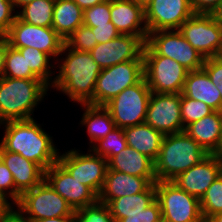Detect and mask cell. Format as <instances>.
Wrapping results in <instances>:
<instances>
[{
	"mask_svg": "<svg viewBox=\"0 0 222 222\" xmlns=\"http://www.w3.org/2000/svg\"><path fill=\"white\" fill-rule=\"evenodd\" d=\"M6 127L2 146L8 152L38 164L44 171L58 161L57 149L48 135L34 119L3 122Z\"/></svg>",
	"mask_w": 222,
	"mask_h": 222,
	"instance_id": "cell-1",
	"label": "cell"
},
{
	"mask_svg": "<svg viewBox=\"0 0 222 222\" xmlns=\"http://www.w3.org/2000/svg\"><path fill=\"white\" fill-rule=\"evenodd\" d=\"M69 51L59 66V74L52 87L67 94L71 100L94 105V90L101 67L94 61L90 52L76 51L65 43L61 53Z\"/></svg>",
	"mask_w": 222,
	"mask_h": 222,
	"instance_id": "cell-2",
	"label": "cell"
},
{
	"mask_svg": "<svg viewBox=\"0 0 222 222\" xmlns=\"http://www.w3.org/2000/svg\"><path fill=\"white\" fill-rule=\"evenodd\" d=\"M208 154L185 131L164 135L160 153L154 161L156 180L172 181Z\"/></svg>",
	"mask_w": 222,
	"mask_h": 222,
	"instance_id": "cell-3",
	"label": "cell"
},
{
	"mask_svg": "<svg viewBox=\"0 0 222 222\" xmlns=\"http://www.w3.org/2000/svg\"><path fill=\"white\" fill-rule=\"evenodd\" d=\"M48 88L40 79L0 78V124L32 119L35 106Z\"/></svg>",
	"mask_w": 222,
	"mask_h": 222,
	"instance_id": "cell-4",
	"label": "cell"
},
{
	"mask_svg": "<svg viewBox=\"0 0 222 222\" xmlns=\"http://www.w3.org/2000/svg\"><path fill=\"white\" fill-rule=\"evenodd\" d=\"M144 78L153 93H182L189 70L175 60L159 56L147 43L143 48Z\"/></svg>",
	"mask_w": 222,
	"mask_h": 222,
	"instance_id": "cell-5",
	"label": "cell"
},
{
	"mask_svg": "<svg viewBox=\"0 0 222 222\" xmlns=\"http://www.w3.org/2000/svg\"><path fill=\"white\" fill-rule=\"evenodd\" d=\"M155 188L164 222H204L200 199L172 181H156Z\"/></svg>",
	"mask_w": 222,
	"mask_h": 222,
	"instance_id": "cell-6",
	"label": "cell"
},
{
	"mask_svg": "<svg viewBox=\"0 0 222 222\" xmlns=\"http://www.w3.org/2000/svg\"><path fill=\"white\" fill-rule=\"evenodd\" d=\"M16 205L22 214H28L26 217L32 222L70 216L75 212L45 179L36 187L22 193Z\"/></svg>",
	"mask_w": 222,
	"mask_h": 222,
	"instance_id": "cell-7",
	"label": "cell"
},
{
	"mask_svg": "<svg viewBox=\"0 0 222 222\" xmlns=\"http://www.w3.org/2000/svg\"><path fill=\"white\" fill-rule=\"evenodd\" d=\"M151 90L143 77L137 84L127 87L105 107L117 128L135 126L145 122Z\"/></svg>",
	"mask_w": 222,
	"mask_h": 222,
	"instance_id": "cell-8",
	"label": "cell"
},
{
	"mask_svg": "<svg viewBox=\"0 0 222 222\" xmlns=\"http://www.w3.org/2000/svg\"><path fill=\"white\" fill-rule=\"evenodd\" d=\"M178 30L205 59L218 55L222 44V15L194 14Z\"/></svg>",
	"mask_w": 222,
	"mask_h": 222,
	"instance_id": "cell-9",
	"label": "cell"
},
{
	"mask_svg": "<svg viewBox=\"0 0 222 222\" xmlns=\"http://www.w3.org/2000/svg\"><path fill=\"white\" fill-rule=\"evenodd\" d=\"M144 77L143 60H130L107 67L98 75L94 90V105L105 106L127 87Z\"/></svg>",
	"mask_w": 222,
	"mask_h": 222,
	"instance_id": "cell-10",
	"label": "cell"
},
{
	"mask_svg": "<svg viewBox=\"0 0 222 222\" xmlns=\"http://www.w3.org/2000/svg\"><path fill=\"white\" fill-rule=\"evenodd\" d=\"M146 43L159 55L175 60L187 70L201 69L205 58L182 36L179 30H160L148 33Z\"/></svg>",
	"mask_w": 222,
	"mask_h": 222,
	"instance_id": "cell-11",
	"label": "cell"
},
{
	"mask_svg": "<svg viewBox=\"0 0 222 222\" xmlns=\"http://www.w3.org/2000/svg\"><path fill=\"white\" fill-rule=\"evenodd\" d=\"M12 48L31 47L50 57L61 54L65 41L52 27H39L23 22L18 17L6 34Z\"/></svg>",
	"mask_w": 222,
	"mask_h": 222,
	"instance_id": "cell-12",
	"label": "cell"
},
{
	"mask_svg": "<svg viewBox=\"0 0 222 222\" xmlns=\"http://www.w3.org/2000/svg\"><path fill=\"white\" fill-rule=\"evenodd\" d=\"M58 162L71 174L74 179L88 186L99 196L108 170V161L95 154H80L76 150L58 155Z\"/></svg>",
	"mask_w": 222,
	"mask_h": 222,
	"instance_id": "cell-13",
	"label": "cell"
},
{
	"mask_svg": "<svg viewBox=\"0 0 222 222\" xmlns=\"http://www.w3.org/2000/svg\"><path fill=\"white\" fill-rule=\"evenodd\" d=\"M145 123L163 135L183 132L181 93H151Z\"/></svg>",
	"mask_w": 222,
	"mask_h": 222,
	"instance_id": "cell-14",
	"label": "cell"
},
{
	"mask_svg": "<svg viewBox=\"0 0 222 222\" xmlns=\"http://www.w3.org/2000/svg\"><path fill=\"white\" fill-rule=\"evenodd\" d=\"M148 33L178 30L195 13L191 0H152L144 7Z\"/></svg>",
	"mask_w": 222,
	"mask_h": 222,
	"instance_id": "cell-15",
	"label": "cell"
},
{
	"mask_svg": "<svg viewBox=\"0 0 222 222\" xmlns=\"http://www.w3.org/2000/svg\"><path fill=\"white\" fill-rule=\"evenodd\" d=\"M145 41L134 35H122L105 43H98L91 51L101 69L130 60H143Z\"/></svg>",
	"mask_w": 222,
	"mask_h": 222,
	"instance_id": "cell-16",
	"label": "cell"
},
{
	"mask_svg": "<svg viewBox=\"0 0 222 222\" xmlns=\"http://www.w3.org/2000/svg\"><path fill=\"white\" fill-rule=\"evenodd\" d=\"M45 180L59 193L74 211L95 204L98 196L57 161L45 171Z\"/></svg>",
	"mask_w": 222,
	"mask_h": 222,
	"instance_id": "cell-17",
	"label": "cell"
},
{
	"mask_svg": "<svg viewBox=\"0 0 222 222\" xmlns=\"http://www.w3.org/2000/svg\"><path fill=\"white\" fill-rule=\"evenodd\" d=\"M222 173V162L208 154L199 163L172 180L180 189L201 199L213 181Z\"/></svg>",
	"mask_w": 222,
	"mask_h": 222,
	"instance_id": "cell-18",
	"label": "cell"
},
{
	"mask_svg": "<svg viewBox=\"0 0 222 222\" xmlns=\"http://www.w3.org/2000/svg\"><path fill=\"white\" fill-rule=\"evenodd\" d=\"M110 14L111 22L120 34L139 36L147 41L148 29L143 6L134 0H111Z\"/></svg>",
	"mask_w": 222,
	"mask_h": 222,
	"instance_id": "cell-19",
	"label": "cell"
},
{
	"mask_svg": "<svg viewBox=\"0 0 222 222\" xmlns=\"http://www.w3.org/2000/svg\"><path fill=\"white\" fill-rule=\"evenodd\" d=\"M2 161L10 170L15 188L22 194L39 185L45 179V171L19 153L8 152L2 146Z\"/></svg>",
	"mask_w": 222,
	"mask_h": 222,
	"instance_id": "cell-20",
	"label": "cell"
},
{
	"mask_svg": "<svg viewBox=\"0 0 222 222\" xmlns=\"http://www.w3.org/2000/svg\"><path fill=\"white\" fill-rule=\"evenodd\" d=\"M150 185L145 177L107 170L98 201L107 205L113 199L144 192Z\"/></svg>",
	"mask_w": 222,
	"mask_h": 222,
	"instance_id": "cell-21",
	"label": "cell"
},
{
	"mask_svg": "<svg viewBox=\"0 0 222 222\" xmlns=\"http://www.w3.org/2000/svg\"><path fill=\"white\" fill-rule=\"evenodd\" d=\"M108 170L145 177L151 184L157 181L154 161L129 146L108 160Z\"/></svg>",
	"mask_w": 222,
	"mask_h": 222,
	"instance_id": "cell-22",
	"label": "cell"
},
{
	"mask_svg": "<svg viewBox=\"0 0 222 222\" xmlns=\"http://www.w3.org/2000/svg\"><path fill=\"white\" fill-rule=\"evenodd\" d=\"M182 94L204 102L215 111H222L221 94L203 68L188 72Z\"/></svg>",
	"mask_w": 222,
	"mask_h": 222,
	"instance_id": "cell-23",
	"label": "cell"
},
{
	"mask_svg": "<svg viewBox=\"0 0 222 222\" xmlns=\"http://www.w3.org/2000/svg\"><path fill=\"white\" fill-rule=\"evenodd\" d=\"M206 152L213 154L222 136V111H214L200 120L189 124L184 130Z\"/></svg>",
	"mask_w": 222,
	"mask_h": 222,
	"instance_id": "cell-24",
	"label": "cell"
},
{
	"mask_svg": "<svg viewBox=\"0 0 222 222\" xmlns=\"http://www.w3.org/2000/svg\"><path fill=\"white\" fill-rule=\"evenodd\" d=\"M123 130L127 146L136 149L153 161L157 159L164 138L162 133L156 131L145 122L135 126L125 127Z\"/></svg>",
	"mask_w": 222,
	"mask_h": 222,
	"instance_id": "cell-25",
	"label": "cell"
},
{
	"mask_svg": "<svg viewBox=\"0 0 222 222\" xmlns=\"http://www.w3.org/2000/svg\"><path fill=\"white\" fill-rule=\"evenodd\" d=\"M52 28L65 41L83 25V10L73 0H55Z\"/></svg>",
	"mask_w": 222,
	"mask_h": 222,
	"instance_id": "cell-26",
	"label": "cell"
},
{
	"mask_svg": "<svg viewBox=\"0 0 222 222\" xmlns=\"http://www.w3.org/2000/svg\"><path fill=\"white\" fill-rule=\"evenodd\" d=\"M156 199L155 183H152L144 192L126 195L111 200L107 207L115 222L125 218V214L142 213L149 204Z\"/></svg>",
	"mask_w": 222,
	"mask_h": 222,
	"instance_id": "cell-27",
	"label": "cell"
},
{
	"mask_svg": "<svg viewBox=\"0 0 222 222\" xmlns=\"http://www.w3.org/2000/svg\"><path fill=\"white\" fill-rule=\"evenodd\" d=\"M86 110L83 114L81 124L87 125V132L94 144L112 132L116 125L109 110L105 106L83 104Z\"/></svg>",
	"mask_w": 222,
	"mask_h": 222,
	"instance_id": "cell-28",
	"label": "cell"
},
{
	"mask_svg": "<svg viewBox=\"0 0 222 222\" xmlns=\"http://www.w3.org/2000/svg\"><path fill=\"white\" fill-rule=\"evenodd\" d=\"M55 0H34L17 12V17L39 27H52Z\"/></svg>",
	"mask_w": 222,
	"mask_h": 222,
	"instance_id": "cell-29",
	"label": "cell"
},
{
	"mask_svg": "<svg viewBox=\"0 0 222 222\" xmlns=\"http://www.w3.org/2000/svg\"><path fill=\"white\" fill-rule=\"evenodd\" d=\"M20 51L23 57H26L27 69H31L32 73L41 81L50 86L49 79L51 71L49 70V55L31 47L15 48Z\"/></svg>",
	"mask_w": 222,
	"mask_h": 222,
	"instance_id": "cell-30",
	"label": "cell"
},
{
	"mask_svg": "<svg viewBox=\"0 0 222 222\" xmlns=\"http://www.w3.org/2000/svg\"><path fill=\"white\" fill-rule=\"evenodd\" d=\"M99 144V145H98ZM127 142L123 128H115L108 133L103 139H100L97 144L93 145L90 152L105 158L107 161L121 150L126 148Z\"/></svg>",
	"mask_w": 222,
	"mask_h": 222,
	"instance_id": "cell-31",
	"label": "cell"
},
{
	"mask_svg": "<svg viewBox=\"0 0 222 222\" xmlns=\"http://www.w3.org/2000/svg\"><path fill=\"white\" fill-rule=\"evenodd\" d=\"M3 77L17 79H39L27 69L26 57L18 49L9 46L5 55V67Z\"/></svg>",
	"mask_w": 222,
	"mask_h": 222,
	"instance_id": "cell-32",
	"label": "cell"
},
{
	"mask_svg": "<svg viewBox=\"0 0 222 222\" xmlns=\"http://www.w3.org/2000/svg\"><path fill=\"white\" fill-rule=\"evenodd\" d=\"M203 219L222 213V173L213 181L200 199Z\"/></svg>",
	"mask_w": 222,
	"mask_h": 222,
	"instance_id": "cell-33",
	"label": "cell"
},
{
	"mask_svg": "<svg viewBox=\"0 0 222 222\" xmlns=\"http://www.w3.org/2000/svg\"><path fill=\"white\" fill-rule=\"evenodd\" d=\"M215 110L204 102L186 97L181 93V117L184 129L191 123L204 116L210 115Z\"/></svg>",
	"mask_w": 222,
	"mask_h": 222,
	"instance_id": "cell-34",
	"label": "cell"
},
{
	"mask_svg": "<svg viewBox=\"0 0 222 222\" xmlns=\"http://www.w3.org/2000/svg\"><path fill=\"white\" fill-rule=\"evenodd\" d=\"M111 0H105L98 5L83 10V24L95 28L108 25L111 22Z\"/></svg>",
	"mask_w": 222,
	"mask_h": 222,
	"instance_id": "cell-35",
	"label": "cell"
},
{
	"mask_svg": "<svg viewBox=\"0 0 222 222\" xmlns=\"http://www.w3.org/2000/svg\"><path fill=\"white\" fill-rule=\"evenodd\" d=\"M94 36L91 27L83 24L65 40V44L76 51L90 52L97 45Z\"/></svg>",
	"mask_w": 222,
	"mask_h": 222,
	"instance_id": "cell-36",
	"label": "cell"
},
{
	"mask_svg": "<svg viewBox=\"0 0 222 222\" xmlns=\"http://www.w3.org/2000/svg\"><path fill=\"white\" fill-rule=\"evenodd\" d=\"M75 212L77 222H115L107 205L99 201Z\"/></svg>",
	"mask_w": 222,
	"mask_h": 222,
	"instance_id": "cell-37",
	"label": "cell"
},
{
	"mask_svg": "<svg viewBox=\"0 0 222 222\" xmlns=\"http://www.w3.org/2000/svg\"><path fill=\"white\" fill-rule=\"evenodd\" d=\"M8 189L11 190L9 191ZM6 190L9 194L8 197H11V199L14 201V204H16L21 196V193L15 188L12 173L2 161L0 163V196L10 205V203L6 199L8 198L6 196L8 195Z\"/></svg>",
	"mask_w": 222,
	"mask_h": 222,
	"instance_id": "cell-38",
	"label": "cell"
},
{
	"mask_svg": "<svg viewBox=\"0 0 222 222\" xmlns=\"http://www.w3.org/2000/svg\"><path fill=\"white\" fill-rule=\"evenodd\" d=\"M162 218L159 201L155 199L142 213L125 214L118 222H158Z\"/></svg>",
	"mask_w": 222,
	"mask_h": 222,
	"instance_id": "cell-39",
	"label": "cell"
},
{
	"mask_svg": "<svg viewBox=\"0 0 222 222\" xmlns=\"http://www.w3.org/2000/svg\"><path fill=\"white\" fill-rule=\"evenodd\" d=\"M202 68L206 71L211 82L216 85L222 98V61L217 57L206 58Z\"/></svg>",
	"mask_w": 222,
	"mask_h": 222,
	"instance_id": "cell-40",
	"label": "cell"
},
{
	"mask_svg": "<svg viewBox=\"0 0 222 222\" xmlns=\"http://www.w3.org/2000/svg\"><path fill=\"white\" fill-rule=\"evenodd\" d=\"M14 6L9 0H0V35H6L17 15H12Z\"/></svg>",
	"mask_w": 222,
	"mask_h": 222,
	"instance_id": "cell-41",
	"label": "cell"
},
{
	"mask_svg": "<svg viewBox=\"0 0 222 222\" xmlns=\"http://www.w3.org/2000/svg\"><path fill=\"white\" fill-rule=\"evenodd\" d=\"M195 14L222 15V0H191Z\"/></svg>",
	"mask_w": 222,
	"mask_h": 222,
	"instance_id": "cell-42",
	"label": "cell"
},
{
	"mask_svg": "<svg viewBox=\"0 0 222 222\" xmlns=\"http://www.w3.org/2000/svg\"><path fill=\"white\" fill-rule=\"evenodd\" d=\"M91 31L95 35L97 44L108 42L120 35L112 22L108 23V25L91 28Z\"/></svg>",
	"mask_w": 222,
	"mask_h": 222,
	"instance_id": "cell-43",
	"label": "cell"
},
{
	"mask_svg": "<svg viewBox=\"0 0 222 222\" xmlns=\"http://www.w3.org/2000/svg\"><path fill=\"white\" fill-rule=\"evenodd\" d=\"M0 222H32L20 211L12 209L11 205L2 213Z\"/></svg>",
	"mask_w": 222,
	"mask_h": 222,
	"instance_id": "cell-44",
	"label": "cell"
},
{
	"mask_svg": "<svg viewBox=\"0 0 222 222\" xmlns=\"http://www.w3.org/2000/svg\"><path fill=\"white\" fill-rule=\"evenodd\" d=\"M9 46L10 44L7 35H0V78L3 77L5 67V55Z\"/></svg>",
	"mask_w": 222,
	"mask_h": 222,
	"instance_id": "cell-45",
	"label": "cell"
},
{
	"mask_svg": "<svg viewBox=\"0 0 222 222\" xmlns=\"http://www.w3.org/2000/svg\"><path fill=\"white\" fill-rule=\"evenodd\" d=\"M35 222H77L76 221V212H74L70 216L46 218V219L38 220V221H35Z\"/></svg>",
	"mask_w": 222,
	"mask_h": 222,
	"instance_id": "cell-46",
	"label": "cell"
},
{
	"mask_svg": "<svg viewBox=\"0 0 222 222\" xmlns=\"http://www.w3.org/2000/svg\"><path fill=\"white\" fill-rule=\"evenodd\" d=\"M82 10L98 5L105 0H73Z\"/></svg>",
	"mask_w": 222,
	"mask_h": 222,
	"instance_id": "cell-47",
	"label": "cell"
},
{
	"mask_svg": "<svg viewBox=\"0 0 222 222\" xmlns=\"http://www.w3.org/2000/svg\"><path fill=\"white\" fill-rule=\"evenodd\" d=\"M204 222H222V213L207 217Z\"/></svg>",
	"mask_w": 222,
	"mask_h": 222,
	"instance_id": "cell-48",
	"label": "cell"
},
{
	"mask_svg": "<svg viewBox=\"0 0 222 222\" xmlns=\"http://www.w3.org/2000/svg\"><path fill=\"white\" fill-rule=\"evenodd\" d=\"M9 1L13 4V6L15 8V7H18V6L23 7L24 5H26L30 2H33L34 0H9Z\"/></svg>",
	"mask_w": 222,
	"mask_h": 222,
	"instance_id": "cell-49",
	"label": "cell"
},
{
	"mask_svg": "<svg viewBox=\"0 0 222 222\" xmlns=\"http://www.w3.org/2000/svg\"><path fill=\"white\" fill-rule=\"evenodd\" d=\"M213 154L222 162V136L219 146Z\"/></svg>",
	"mask_w": 222,
	"mask_h": 222,
	"instance_id": "cell-50",
	"label": "cell"
},
{
	"mask_svg": "<svg viewBox=\"0 0 222 222\" xmlns=\"http://www.w3.org/2000/svg\"><path fill=\"white\" fill-rule=\"evenodd\" d=\"M10 205L0 196V214H2Z\"/></svg>",
	"mask_w": 222,
	"mask_h": 222,
	"instance_id": "cell-51",
	"label": "cell"
},
{
	"mask_svg": "<svg viewBox=\"0 0 222 222\" xmlns=\"http://www.w3.org/2000/svg\"><path fill=\"white\" fill-rule=\"evenodd\" d=\"M136 1L139 5L145 7L147 6L152 0H134Z\"/></svg>",
	"mask_w": 222,
	"mask_h": 222,
	"instance_id": "cell-52",
	"label": "cell"
},
{
	"mask_svg": "<svg viewBox=\"0 0 222 222\" xmlns=\"http://www.w3.org/2000/svg\"><path fill=\"white\" fill-rule=\"evenodd\" d=\"M220 61H222V44H221V48L219 50L218 55L216 56Z\"/></svg>",
	"mask_w": 222,
	"mask_h": 222,
	"instance_id": "cell-53",
	"label": "cell"
},
{
	"mask_svg": "<svg viewBox=\"0 0 222 222\" xmlns=\"http://www.w3.org/2000/svg\"><path fill=\"white\" fill-rule=\"evenodd\" d=\"M2 162V143H0V163Z\"/></svg>",
	"mask_w": 222,
	"mask_h": 222,
	"instance_id": "cell-54",
	"label": "cell"
}]
</instances>
